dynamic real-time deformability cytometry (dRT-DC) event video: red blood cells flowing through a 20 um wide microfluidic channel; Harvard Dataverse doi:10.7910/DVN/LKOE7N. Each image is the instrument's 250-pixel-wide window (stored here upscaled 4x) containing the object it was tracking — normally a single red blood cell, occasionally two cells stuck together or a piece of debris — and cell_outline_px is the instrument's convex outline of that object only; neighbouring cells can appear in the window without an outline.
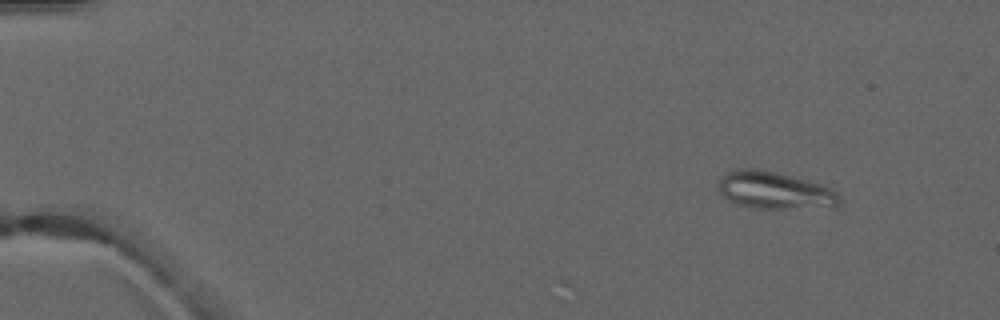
{"species": "common noctule bat (a hibernating species)", "species_latin": "Nyctalus noctula", "temperature_condition": "warm", "stored_images_in_passage": 5, "camera_frame_rate_fps": 3000, "um_per_image_px": 0.085, "animal": {"sex": "male", "forearm_length_mm": 52.5}, "frame": {"image": 1, "passage_image": 2, "time_ms": 1.333, "image_size_px": [1000, 320], "cell_outline_px": [[840, 204], [832, 208], [756, 208], [736, 204], [728, 200], [720, 192], [720, 176], [736, 168], [752, 168], [776, 172], [808, 180], [832, 188], [840, 196]], "centroid_in_image_um": [65.88, 16.19], "position_along_channel_um": 19.1, "area_um2": 26.41}}